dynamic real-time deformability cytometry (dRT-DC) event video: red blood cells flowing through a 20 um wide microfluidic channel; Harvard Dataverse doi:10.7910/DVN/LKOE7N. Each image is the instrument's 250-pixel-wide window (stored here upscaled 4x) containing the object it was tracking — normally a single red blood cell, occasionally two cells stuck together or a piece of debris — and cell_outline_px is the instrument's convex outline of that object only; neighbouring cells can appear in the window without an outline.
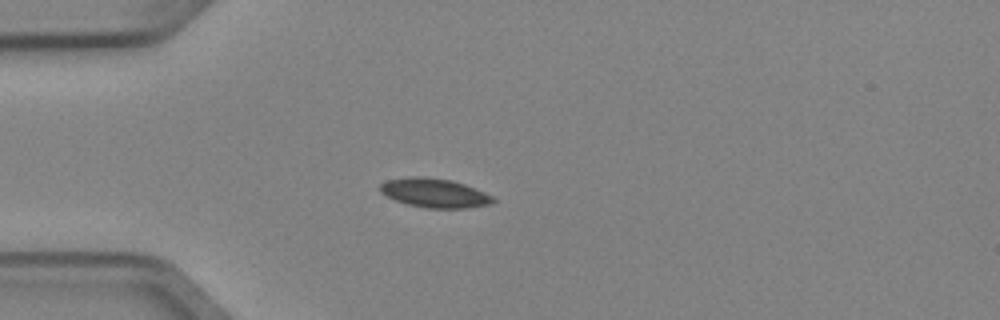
{"species": "Egyptian fruit bat (a non-hibernating species)", "species_latin": "Rousettus aegyptiacus", "temperature_condition": "cold", "stored_images_in_passage": 3, "camera_frame_rate_fps": 3000, "um_per_image_px": 0.085, "animal": {"sex": "female"}, "frame": {"image": 1, "passage_image": 2, "time_ms": 0.333, "image_size_px": [1000, 320], "cell_outline_px": [[496, 200], [492, 204], [468, 208], [428, 208], [408, 204], [396, 200], [380, 192], [380, 184], [388, 180], [412, 176], [424, 176], [452, 180], [464, 184], [484, 192], [492, 196]], "centroid_in_image_um": [36.96, 16.4], "position_along_channel_um": 48.0, "area_um2": 19.07}}